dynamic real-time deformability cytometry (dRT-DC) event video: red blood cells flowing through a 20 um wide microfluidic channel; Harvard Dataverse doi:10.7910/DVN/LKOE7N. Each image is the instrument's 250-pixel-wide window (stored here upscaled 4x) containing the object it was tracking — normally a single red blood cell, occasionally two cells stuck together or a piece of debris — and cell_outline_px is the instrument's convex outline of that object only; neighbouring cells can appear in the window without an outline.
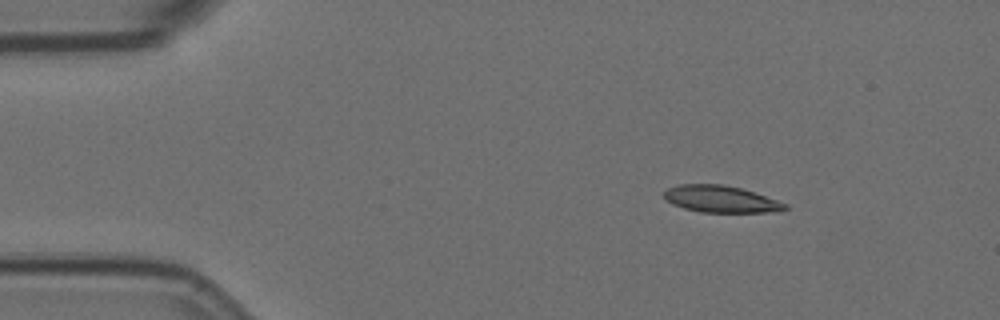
{"species": "Egyptian fruit bat (a non-hibernating species)", "species_latin": "Rousettus aegyptiacus", "temperature_condition": "room temperature", "stored_images_in_passage": 13, "camera_frame_rate_fps": 3000, "um_per_image_px": 0.085, "animal": {"sex": "female"}, "frame": {"image": 1, "passage_image": 1, "time_ms": 0.0, "image_size_px": [1000, 320], "cell_outline_px": [[788, 208], [776, 212], [700, 212], [684, 208], [672, 204], [664, 196], [664, 192], [668, 188], [680, 184], [724, 184], [740, 188], [788, 204]], "centroid_in_image_um": [61.26, 16.92], "position_along_channel_um": 23.7, "area_um2": 18.73}}
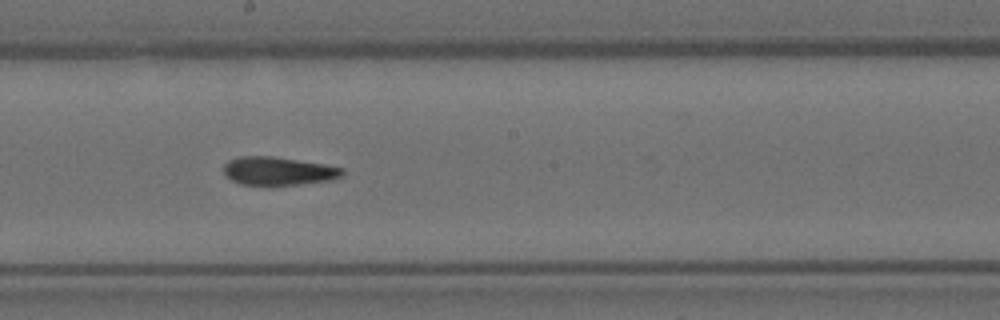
{"frame": {"image": 2, "passage_image": 7, "time_ms": 2.0, "image_size_px": [1000, 320], "cell_outline_px": [[344, 172], [340, 176], [332, 180], [268, 188], [240, 184], [232, 180], [224, 172], [224, 164], [228, 160], [240, 156], [272, 156], [324, 164], [344, 168]], "centroid_in_image_um": [23.63, 14.57], "position_along_channel_um": 224.6, "area_um2": 20.17}}
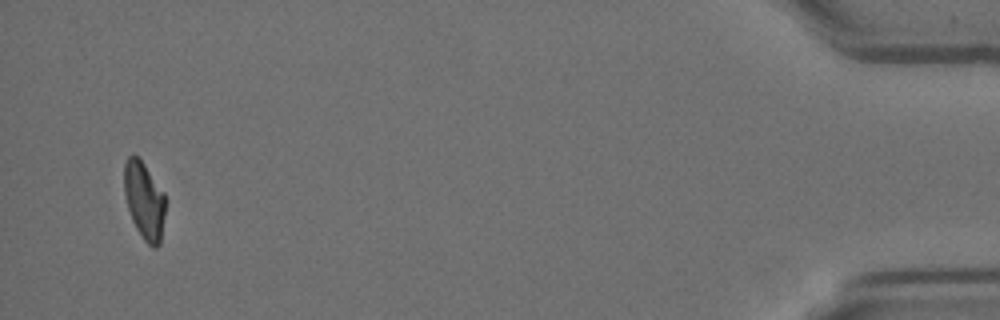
{"frame": {"image": 3, "passage_image": 13, "time_ms": 4.0, "image_size_px": [1000, 320], "cell_outline_px": [[164, 216], [160, 244], [156, 248], [152, 248], [144, 240], [136, 228], [132, 220], [128, 208], [124, 192], [124, 164], [128, 156], [132, 152], [144, 164], [164, 192]], "centroid_in_image_um": [12.25, 17.04], "position_along_channel_um": 423.0, "area_um2": 18.5}}